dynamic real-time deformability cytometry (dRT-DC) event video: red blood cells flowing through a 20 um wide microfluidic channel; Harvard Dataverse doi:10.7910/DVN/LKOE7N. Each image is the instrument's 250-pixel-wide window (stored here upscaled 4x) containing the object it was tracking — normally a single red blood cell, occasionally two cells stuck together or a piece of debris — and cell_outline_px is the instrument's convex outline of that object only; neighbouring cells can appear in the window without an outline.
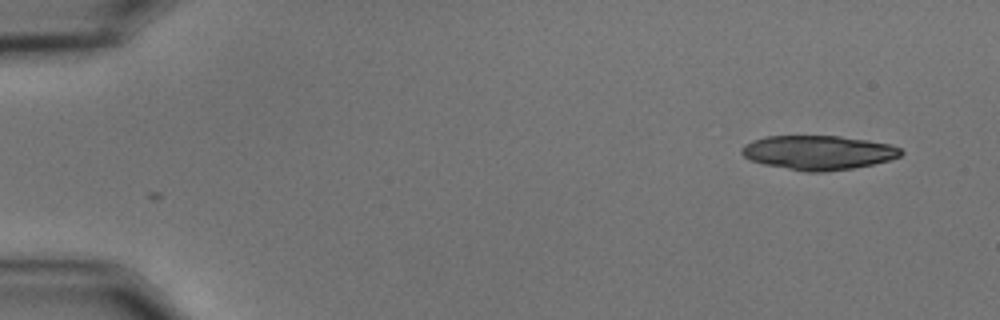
{"species": "common noctule bat (a hibernating species)", "species_latin": "Nyctalus noctula", "temperature_condition": "cold", "stored_images_in_passage": 2, "camera_frame_rate_fps": 3000, "um_per_image_px": 0.085, "animal": {"sex": "male", "body_mass_g": 15.6}, "frame": {"image": 1, "passage_image": 1, "time_ms": 0.0, "image_size_px": [1000, 320], "cell_outline_px": [[904, 152], [900, 156], [888, 160], [872, 164], [852, 168], [824, 172], [808, 172], [764, 164], [752, 160], [744, 156], [740, 152], [740, 148], [744, 144], [752, 140], [768, 136], [840, 136], [868, 140], [892, 144], [900, 148]], "centroid_in_image_um": [69.56, 12.96], "position_along_channel_um": 15.4, "area_um2": 31.73}}